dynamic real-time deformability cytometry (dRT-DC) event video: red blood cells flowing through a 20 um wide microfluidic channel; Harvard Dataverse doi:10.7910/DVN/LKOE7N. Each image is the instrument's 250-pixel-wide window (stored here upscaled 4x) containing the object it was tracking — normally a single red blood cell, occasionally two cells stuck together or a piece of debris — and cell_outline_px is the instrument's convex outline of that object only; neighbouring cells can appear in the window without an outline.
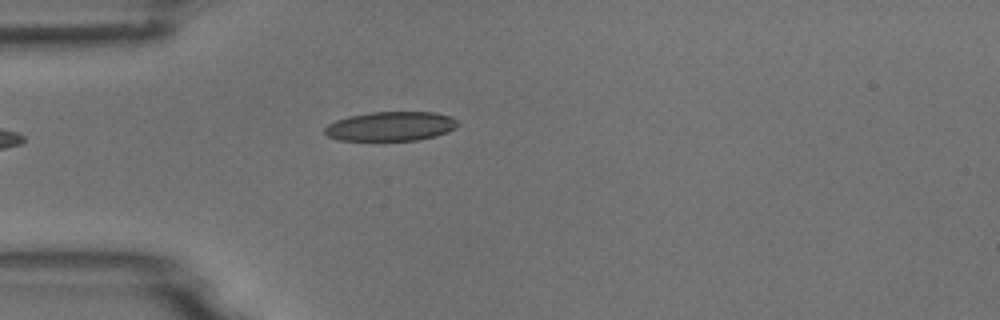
{"species": "common noctule bat (a hibernating species)", "species_latin": "Nyctalus noctula", "temperature_condition": "room temperature", "stored_images_in_passage": 5, "camera_frame_rate_fps": 3000, "um_per_image_px": 0.085, "animal": {"sex": "male", "body_mass_g": 18.8}, "frame": {"image": 1, "passage_image": 5, "time_ms": 1.333, "image_size_px": [1000, 320], "cell_outline_px": [[460, 124], [456, 128], [448, 132], [436, 136], [420, 140], [340, 140], [328, 136], [324, 132], [324, 128], [328, 124], [336, 120], [348, 116], [372, 112], [432, 112], [452, 116]], "centroid_in_image_um": [33.25, 10.73], "position_along_channel_um": 51.8, "area_um2": 22.83}}